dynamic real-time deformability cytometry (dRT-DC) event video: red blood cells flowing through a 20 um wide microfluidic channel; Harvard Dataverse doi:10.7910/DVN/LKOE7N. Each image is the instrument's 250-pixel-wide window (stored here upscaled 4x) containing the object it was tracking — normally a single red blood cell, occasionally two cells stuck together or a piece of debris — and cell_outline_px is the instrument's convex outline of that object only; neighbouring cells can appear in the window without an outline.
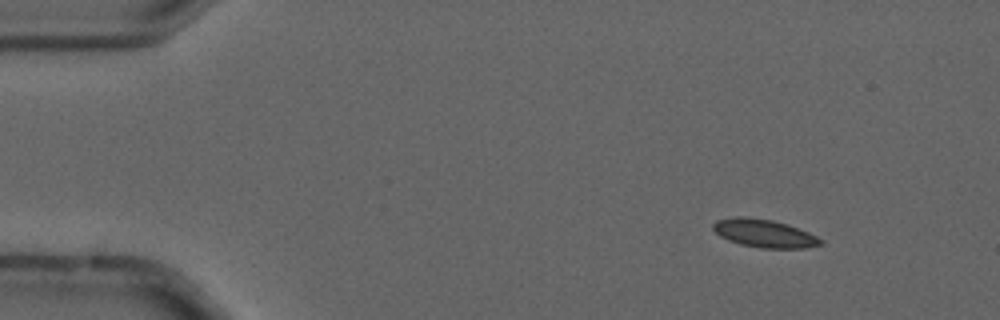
{"species": "common noctule bat (a hibernating species)", "species_latin": "Nyctalus noctula", "temperature_condition": "cold", "stored_images_in_passage": 5, "camera_frame_rate_fps": 3000, "um_per_image_px": 0.085, "animal": {"sex": "male", "forearm_length_mm": 52.5}, "frame": {"image": 1, "passage_image": 2, "time_ms": 0.333, "image_size_px": [1000, 320], "cell_outline_px": [[824, 244], [808, 248], [760, 248], [740, 244], [728, 240], [720, 236], [712, 228], [712, 224], [716, 220], [736, 216], [740, 216], [772, 220], [788, 224], [808, 232], [824, 240]], "centroid_in_image_um": [64.98, 19.84], "position_along_channel_um": 20.0, "area_um2": 17.69}}